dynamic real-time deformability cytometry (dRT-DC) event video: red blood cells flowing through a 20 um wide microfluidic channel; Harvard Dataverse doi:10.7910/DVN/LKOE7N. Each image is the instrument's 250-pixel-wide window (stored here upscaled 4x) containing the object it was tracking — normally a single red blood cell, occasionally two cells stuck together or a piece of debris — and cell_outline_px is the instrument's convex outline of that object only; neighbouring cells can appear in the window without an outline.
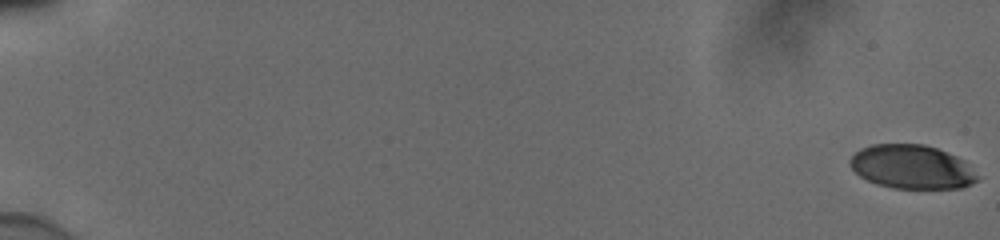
{"species": "human", "species_latin": "Homo sapiens", "temperature_condition": "cold", "stored_images_in_passage": 57, "camera_frame_rate_fps": 3000, "um_per_image_px": 0.085, "donor": {"sex": "male"}, "frame": {"image": 1, "passage_image": 1, "time_ms": 0.0, "image_size_px": [1000, 240], "cell_outline_px": [[980, 176], [972, 184], [960, 188], [896, 188], [876, 184], [860, 176], [848, 164], [848, 160], [860, 148], [872, 144], [924, 144], [936, 148], [956, 156], [964, 160]], "centroid_in_image_um": [77.5, 14.18], "position_along_channel_um": 7.5, "area_um2": 32.6}}
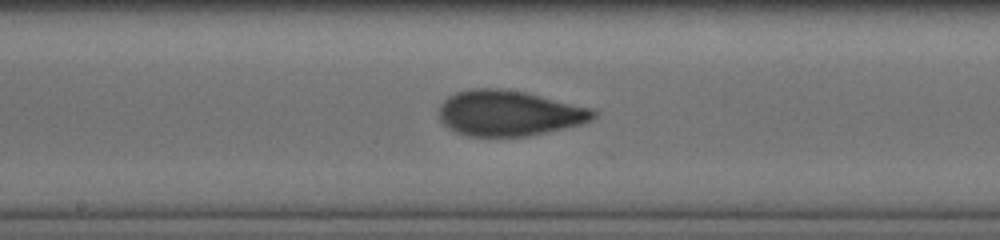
{"frame": {"image": 2, "passage_image": 33, "time_ms": 10.667, "image_size_px": [1000, 240], "cell_outline_px": [[600, 112], [592, 120], [580, 124], [548, 132], [528, 136], [468, 136], [456, 132], [444, 124], [440, 120], [440, 108], [444, 100], [448, 96], [456, 92], [472, 88], [500, 88], [524, 92], [596, 108]], "centroid_in_image_um": [43.33, 9.61], "position_along_channel_um": 204.9, "area_um2": 41.15}}
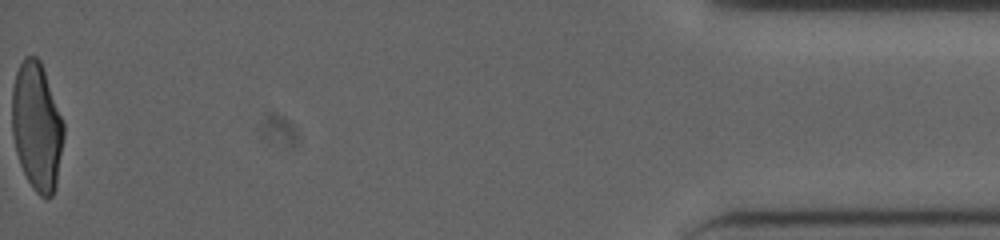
{"frame": {"image": 3, "passage_image": 57, "time_ms": 18.667, "image_size_px": [1000, 240], "cell_outline_px": [[64, 136], [56, 188], [52, 196], [40, 196], [32, 188], [20, 164], [16, 152], [12, 136], [12, 88], [16, 72], [24, 56], [36, 56], [40, 60], [64, 124]], "centroid_in_image_um": [3.12, 10.76], "position_along_channel_um": 432.1, "area_um2": 38.49}, "authors_computed_cell_mechanics": {"area_um2": 38.5526, "velocity_mm_per_s": 3.8861, "shape_relaxation_time_tau1_ms": 6.6145, "shape_relaxation_time_tau2_ms": 1.1912, "deformation_change_tau1": 0.2228, "deformation_change_tau2": 0.0736}}